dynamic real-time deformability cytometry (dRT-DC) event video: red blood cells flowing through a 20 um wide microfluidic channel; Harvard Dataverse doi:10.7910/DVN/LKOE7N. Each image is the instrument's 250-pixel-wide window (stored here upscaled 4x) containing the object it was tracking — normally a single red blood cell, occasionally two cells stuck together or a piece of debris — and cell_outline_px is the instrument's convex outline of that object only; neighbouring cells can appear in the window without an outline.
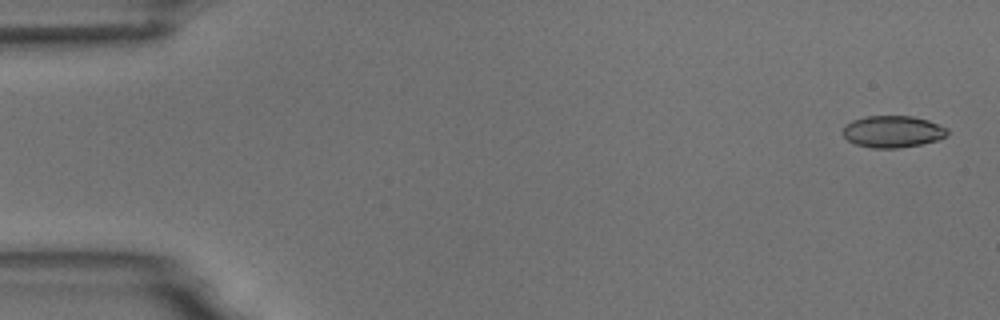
{"species": "common noctule bat (a hibernating species)", "species_latin": "Nyctalus noctula", "temperature_condition": "room temperature", "stored_images_in_passage": 5, "camera_frame_rate_fps": 3000, "um_per_image_px": 0.085, "animal": {"sex": "male", "body_mass_g": 18.8}, "frame": {"image": 1, "passage_image": 1, "time_ms": 0.0, "image_size_px": [1000, 320], "cell_outline_px": [[948, 136], [936, 140], [920, 144], [896, 148], [872, 148], [856, 144], [848, 140], [844, 136], [844, 128], [852, 120], [864, 116], [912, 116], [928, 120], [948, 128]], "centroid_in_image_um": [75.9, 11.18], "position_along_channel_um": 9.1, "area_um2": 19.25}}
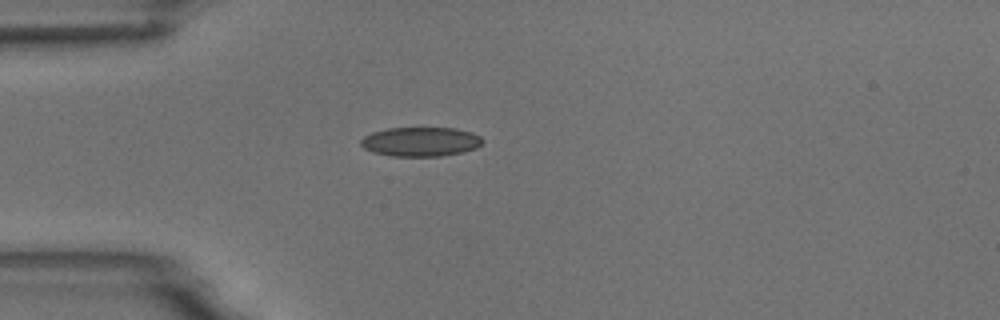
{"frame": {"image": 2, "passage_image": 5, "time_ms": 4.333, "image_size_px": [1000, 320], "cell_outline_px": [[484, 140], [476, 148], [460, 152], [440, 156], [392, 156], [372, 152], [364, 148], [360, 144], [360, 140], [364, 136], [372, 132], [388, 128], [456, 128], [472, 132], [480, 136]], "centroid_in_image_um": [35.73, 12.04], "position_along_channel_um": 49.3, "area_um2": 20.75}}